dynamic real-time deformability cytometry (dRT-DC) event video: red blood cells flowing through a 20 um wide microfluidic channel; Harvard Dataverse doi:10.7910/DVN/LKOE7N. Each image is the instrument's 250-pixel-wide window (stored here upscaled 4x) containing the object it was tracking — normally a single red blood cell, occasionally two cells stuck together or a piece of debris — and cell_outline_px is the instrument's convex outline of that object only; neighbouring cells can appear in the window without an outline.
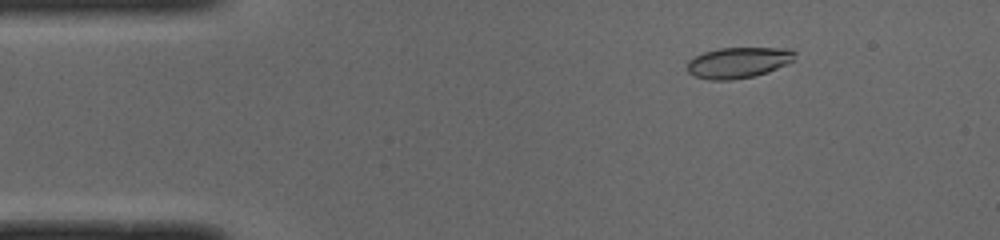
{"species": "common noctule bat (a hibernating species)", "species_latin": "Nyctalus noctula", "temperature_condition": "cold", "stored_images_in_passage": 37, "camera_frame_rate_fps": 3000, "um_per_image_px": 0.085, "animal": {"sex": "male", "body_mass_g": 19.0, "forearm_length_mm": 50.8}, "frame": {"image": 1, "passage_image": 7, "time_ms": 2.0, "image_size_px": [1000, 240], "cell_outline_px": [[796, 52], [792, 60], [768, 72], [756, 76], [732, 80], [708, 80], [696, 76], [688, 72], [688, 60], [704, 52], [720, 48], [792, 48]], "centroid_in_image_um": [62.75, 5.32], "position_along_channel_um": 22.2, "area_um2": 19.25}}
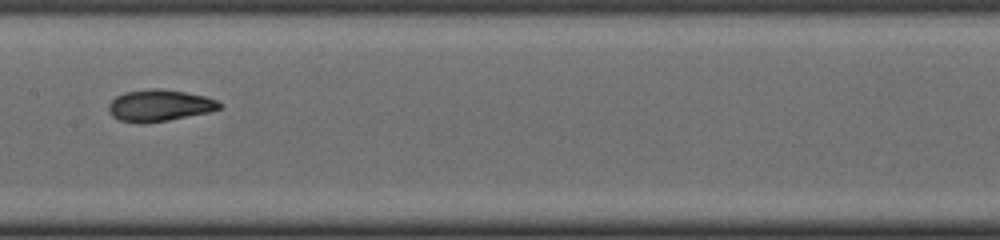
{"frame": {"image": 2, "passage_image": 25, "time_ms": 8.0, "image_size_px": [1000, 240], "cell_outline_px": [[224, 104], [220, 108], [208, 112], [168, 120], [120, 120], [112, 116], [108, 108], [108, 104], [116, 96], [124, 92], [152, 88], [160, 88], [184, 92], [204, 96], [216, 100]], "centroid_in_image_um": [13.58, 8.91], "position_along_channel_um": 193.8, "area_um2": 19.71}}
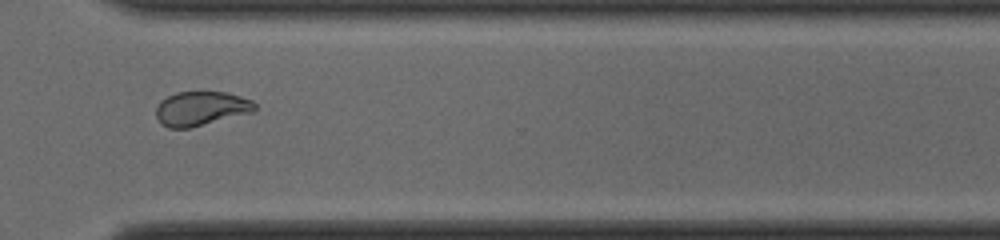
{"frame": {"image": 3, "passage_image": 37, "time_ms": 12.0, "image_size_px": [1000, 240], "cell_outline_px": [[256, 108], [252, 112], [188, 128], [168, 128], [160, 124], [156, 116], [156, 108], [160, 100], [176, 92], [228, 92], [252, 100], [256, 104]], "centroid_in_image_um": [17.06, 9.22], "position_along_channel_um": 353.5, "area_um2": 19.65}}